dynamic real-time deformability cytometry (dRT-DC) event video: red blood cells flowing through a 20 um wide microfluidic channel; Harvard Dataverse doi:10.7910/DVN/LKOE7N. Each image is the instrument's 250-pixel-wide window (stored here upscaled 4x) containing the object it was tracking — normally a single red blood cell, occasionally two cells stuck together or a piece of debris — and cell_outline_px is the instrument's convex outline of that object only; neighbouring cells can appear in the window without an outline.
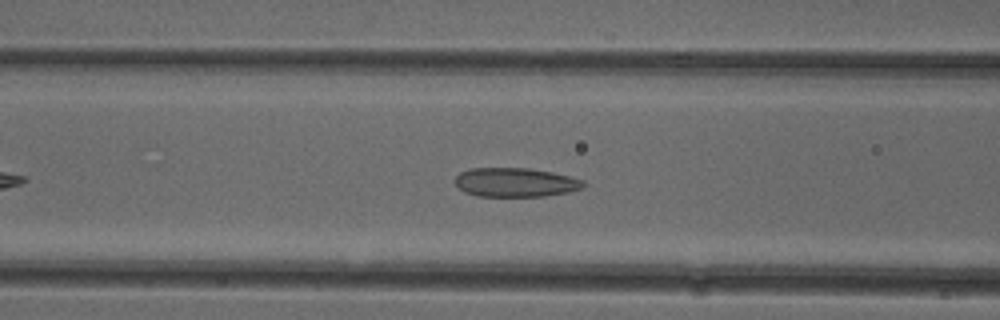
{"species": "common noctule bat (a hibernating species)", "species_latin": "Nyctalus noctula", "temperature_condition": "cold", "stored_images_in_passage": 37, "camera_frame_rate_fps": 3000, "um_per_image_px": 0.085, "animal": {"sex": "female"}, "frame": {"image": 1, "passage_image": 10, "time_ms": 3.0, "image_size_px": [1000, 320], "cell_outline_px": [[588, 184], [584, 188], [568, 192], [544, 196], [476, 196], [464, 192], [456, 184], [456, 176], [460, 172], [468, 168], [528, 168], [552, 172], [584, 180]], "centroid_in_image_um": [43.84, 15.5], "position_along_channel_um": 122.8, "area_um2": 21.85}}
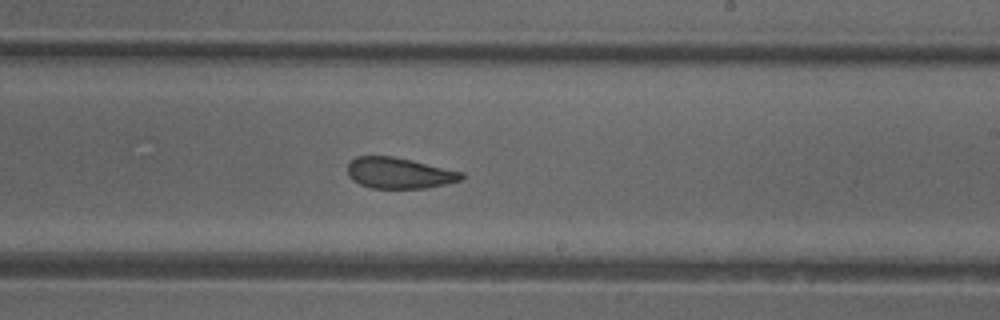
{"frame": {"image": 2, "passage_image": 20, "time_ms": 6.333, "image_size_px": [1000, 320], "cell_outline_px": [[464, 180], [428, 188], [372, 188], [360, 184], [352, 180], [348, 176], [348, 164], [356, 156], [392, 156], [412, 160], [464, 172]], "centroid_in_image_um": [33.96, 14.71], "position_along_channel_um": 255.0, "area_um2": 20.69}}
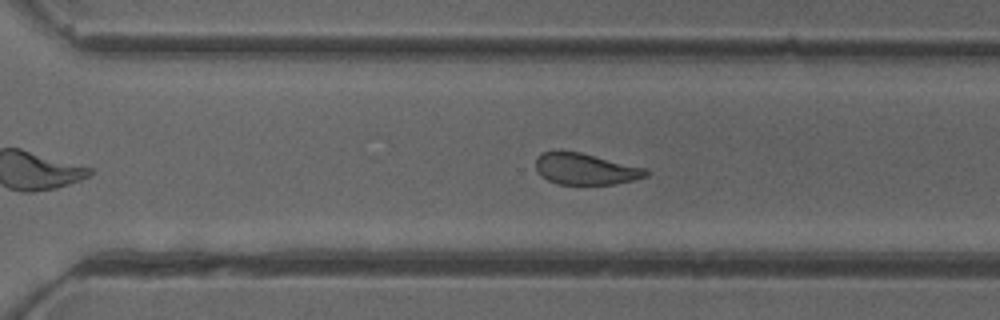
{"frame": {"image": 3, "passage_image": 25, "time_ms": 8.0, "image_size_px": [1000, 320], "cell_outline_px": [[648, 176], [632, 180], [612, 184], [556, 184], [548, 180], [536, 168], [536, 160], [540, 152], [560, 148], [580, 152], [644, 168], [648, 172]], "centroid_in_image_um": [49.7, 14.33], "position_along_channel_um": 320.9, "area_um2": 20.17}, "authors_computed_cell_mechanics": {"area_um2": 21.8484, "velocity_mm_per_s": 3.9681, "shape_relaxation_time_tau1_ms": 7.0274, "shape_relaxation_time_tau2_ms": 2.0642, "deformation_change_tau1": 0.1479, "deformation_change_tau2": 0.0913}}